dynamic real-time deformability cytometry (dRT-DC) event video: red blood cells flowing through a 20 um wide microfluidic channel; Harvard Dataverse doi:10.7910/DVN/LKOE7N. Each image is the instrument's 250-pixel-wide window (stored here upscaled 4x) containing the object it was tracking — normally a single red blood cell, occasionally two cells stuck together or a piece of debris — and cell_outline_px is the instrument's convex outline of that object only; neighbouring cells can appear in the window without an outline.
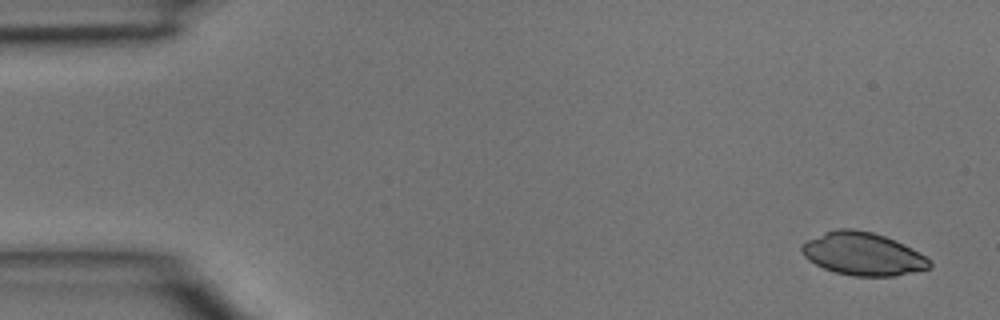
{"species": "common noctule bat (a hibernating species)", "species_latin": "Nyctalus noctula", "temperature_condition": "room temperature", "stored_images_in_passage": 4, "segment_of_instrument_passage": [1, 2], "camera_frame_rate_fps": 3000, "um_per_image_px": 0.085, "animal": {"sex": "male", "body_mass_g": 15.6}, "frame": {"image": 1, "passage_image": 1, "time_ms": 0.0, "image_size_px": [1000, 320], "cell_outline_px": [[932, 268], [896, 276], [852, 276], [836, 272], [824, 268], [808, 260], [804, 256], [800, 248], [808, 240], [824, 232], [836, 228], [852, 228], [872, 232], [884, 236], [904, 244], [912, 248], [932, 260]], "centroid_in_image_um": [73.38, 21.58], "position_along_channel_um": 11.6, "area_um2": 32.02}}